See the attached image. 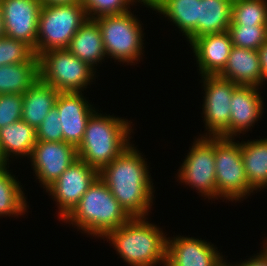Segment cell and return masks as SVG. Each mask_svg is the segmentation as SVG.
<instances>
[{
	"label": "cell",
	"instance_id": "cell-1",
	"mask_svg": "<svg viewBox=\"0 0 267 266\" xmlns=\"http://www.w3.org/2000/svg\"><path fill=\"white\" fill-rule=\"evenodd\" d=\"M147 167L141 153L130 144L99 172V177L131 218L147 216L152 206L153 183Z\"/></svg>",
	"mask_w": 267,
	"mask_h": 266
},
{
	"label": "cell",
	"instance_id": "cell-2",
	"mask_svg": "<svg viewBox=\"0 0 267 266\" xmlns=\"http://www.w3.org/2000/svg\"><path fill=\"white\" fill-rule=\"evenodd\" d=\"M159 229L146 217H133L104 237L131 266L166 265L167 237Z\"/></svg>",
	"mask_w": 267,
	"mask_h": 266
},
{
	"label": "cell",
	"instance_id": "cell-3",
	"mask_svg": "<svg viewBox=\"0 0 267 266\" xmlns=\"http://www.w3.org/2000/svg\"><path fill=\"white\" fill-rule=\"evenodd\" d=\"M94 112L86 125L78 158L99 172L130 145L128 120Z\"/></svg>",
	"mask_w": 267,
	"mask_h": 266
},
{
	"label": "cell",
	"instance_id": "cell-4",
	"mask_svg": "<svg viewBox=\"0 0 267 266\" xmlns=\"http://www.w3.org/2000/svg\"><path fill=\"white\" fill-rule=\"evenodd\" d=\"M130 218L106 183L98 177L63 220L89 235L104 239L109 231L119 228Z\"/></svg>",
	"mask_w": 267,
	"mask_h": 266
},
{
	"label": "cell",
	"instance_id": "cell-5",
	"mask_svg": "<svg viewBox=\"0 0 267 266\" xmlns=\"http://www.w3.org/2000/svg\"><path fill=\"white\" fill-rule=\"evenodd\" d=\"M88 19L81 1L71 4L42 5L34 54L67 49L72 37Z\"/></svg>",
	"mask_w": 267,
	"mask_h": 266
},
{
	"label": "cell",
	"instance_id": "cell-6",
	"mask_svg": "<svg viewBox=\"0 0 267 266\" xmlns=\"http://www.w3.org/2000/svg\"><path fill=\"white\" fill-rule=\"evenodd\" d=\"M93 70L68 49H53L38 55L39 79L58 92H81L93 80Z\"/></svg>",
	"mask_w": 267,
	"mask_h": 266
},
{
	"label": "cell",
	"instance_id": "cell-7",
	"mask_svg": "<svg viewBox=\"0 0 267 266\" xmlns=\"http://www.w3.org/2000/svg\"><path fill=\"white\" fill-rule=\"evenodd\" d=\"M101 30L104 50L107 56L123 63L140 60L143 46L142 27L131 11L102 16L95 19Z\"/></svg>",
	"mask_w": 267,
	"mask_h": 266
},
{
	"label": "cell",
	"instance_id": "cell-8",
	"mask_svg": "<svg viewBox=\"0 0 267 266\" xmlns=\"http://www.w3.org/2000/svg\"><path fill=\"white\" fill-rule=\"evenodd\" d=\"M234 138L215 137V176L217 197L241 200L254 189L249 185L241 156V143Z\"/></svg>",
	"mask_w": 267,
	"mask_h": 266
},
{
	"label": "cell",
	"instance_id": "cell-9",
	"mask_svg": "<svg viewBox=\"0 0 267 266\" xmlns=\"http://www.w3.org/2000/svg\"><path fill=\"white\" fill-rule=\"evenodd\" d=\"M205 136V137H204ZM178 179L195 187L208 199L217 198L215 176V137L201 136L195 140L179 170Z\"/></svg>",
	"mask_w": 267,
	"mask_h": 266
},
{
	"label": "cell",
	"instance_id": "cell-10",
	"mask_svg": "<svg viewBox=\"0 0 267 266\" xmlns=\"http://www.w3.org/2000/svg\"><path fill=\"white\" fill-rule=\"evenodd\" d=\"M204 78V79H203ZM203 115L209 137L229 138L230 100L238 86L218 75H204Z\"/></svg>",
	"mask_w": 267,
	"mask_h": 266
},
{
	"label": "cell",
	"instance_id": "cell-11",
	"mask_svg": "<svg viewBox=\"0 0 267 266\" xmlns=\"http://www.w3.org/2000/svg\"><path fill=\"white\" fill-rule=\"evenodd\" d=\"M99 177V171L77 159L46 191L57 202L59 218L64 219Z\"/></svg>",
	"mask_w": 267,
	"mask_h": 266
},
{
	"label": "cell",
	"instance_id": "cell-12",
	"mask_svg": "<svg viewBox=\"0 0 267 266\" xmlns=\"http://www.w3.org/2000/svg\"><path fill=\"white\" fill-rule=\"evenodd\" d=\"M34 172L39 183L47 189L78 158V150L64 141H37L31 156Z\"/></svg>",
	"mask_w": 267,
	"mask_h": 266
},
{
	"label": "cell",
	"instance_id": "cell-13",
	"mask_svg": "<svg viewBox=\"0 0 267 266\" xmlns=\"http://www.w3.org/2000/svg\"><path fill=\"white\" fill-rule=\"evenodd\" d=\"M5 36L25 42L34 51L38 35L40 0H0Z\"/></svg>",
	"mask_w": 267,
	"mask_h": 266
},
{
	"label": "cell",
	"instance_id": "cell-14",
	"mask_svg": "<svg viewBox=\"0 0 267 266\" xmlns=\"http://www.w3.org/2000/svg\"><path fill=\"white\" fill-rule=\"evenodd\" d=\"M89 105L82 92H59L55 107L60 117L64 142L75 147L80 145L87 122L95 112V108Z\"/></svg>",
	"mask_w": 267,
	"mask_h": 266
},
{
	"label": "cell",
	"instance_id": "cell-15",
	"mask_svg": "<svg viewBox=\"0 0 267 266\" xmlns=\"http://www.w3.org/2000/svg\"><path fill=\"white\" fill-rule=\"evenodd\" d=\"M168 239L166 266H217L223 260L214 245L205 240L183 236Z\"/></svg>",
	"mask_w": 267,
	"mask_h": 266
},
{
	"label": "cell",
	"instance_id": "cell-16",
	"mask_svg": "<svg viewBox=\"0 0 267 266\" xmlns=\"http://www.w3.org/2000/svg\"><path fill=\"white\" fill-rule=\"evenodd\" d=\"M259 87L238 85L230 100L229 138H234L242 131H248L263 113V100Z\"/></svg>",
	"mask_w": 267,
	"mask_h": 266
},
{
	"label": "cell",
	"instance_id": "cell-17",
	"mask_svg": "<svg viewBox=\"0 0 267 266\" xmlns=\"http://www.w3.org/2000/svg\"><path fill=\"white\" fill-rule=\"evenodd\" d=\"M199 71L204 75H218L225 67L233 47L228 31L200 36L192 43Z\"/></svg>",
	"mask_w": 267,
	"mask_h": 266
},
{
	"label": "cell",
	"instance_id": "cell-18",
	"mask_svg": "<svg viewBox=\"0 0 267 266\" xmlns=\"http://www.w3.org/2000/svg\"><path fill=\"white\" fill-rule=\"evenodd\" d=\"M218 76L238 85L261 86L264 80L258 50L233 46L227 63Z\"/></svg>",
	"mask_w": 267,
	"mask_h": 266
},
{
	"label": "cell",
	"instance_id": "cell-19",
	"mask_svg": "<svg viewBox=\"0 0 267 266\" xmlns=\"http://www.w3.org/2000/svg\"><path fill=\"white\" fill-rule=\"evenodd\" d=\"M153 10L168 17L191 44L198 38L199 0H153Z\"/></svg>",
	"mask_w": 267,
	"mask_h": 266
},
{
	"label": "cell",
	"instance_id": "cell-20",
	"mask_svg": "<svg viewBox=\"0 0 267 266\" xmlns=\"http://www.w3.org/2000/svg\"><path fill=\"white\" fill-rule=\"evenodd\" d=\"M59 92L38 79L24 94L22 120L37 129L55 107Z\"/></svg>",
	"mask_w": 267,
	"mask_h": 266
},
{
	"label": "cell",
	"instance_id": "cell-21",
	"mask_svg": "<svg viewBox=\"0 0 267 266\" xmlns=\"http://www.w3.org/2000/svg\"><path fill=\"white\" fill-rule=\"evenodd\" d=\"M67 49L94 69L95 64L106 56L98 22L88 18L72 37Z\"/></svg>",
	"mask_w": 267,
	"mask_h": 266
},
{
	"label": "cell",
	"instance_id": "cell-22",
	"mask_svg": "<svg viewBox=\"0 0 267 266\" xmlns=\"http://www.w3.org/2000/svg\"><path fill=\"white\" fill-rule=\"evenodd\" d=\"M36 143V129L22 119L0 128V164L7 165L12 153L30 157Z\"/></svg>",
	"mask_w": 267,
	"mask_h": 266
},
{
	"label": "cell",
	"instance_id": "cell-23",
	"mask_svg": "<svg viewBox=\"0 0 267 266\" xmlns=\"http://www.w3.org/2000/svg\"><path fill=\"white\" fill-rule=\"evenodd\" d=\"M39 79L38 56L28 62L0 66V94H24Z\"/></svg>",
	"mask_w": 267,
	"mask_h": 266
},
{
	"label": "cell",
	"instance_id": "cell-24",
	"mask_svg": "<svg viewBox=\"0 0 267 266\" xmlns=\"http://www.w3.org/2000/svg\"><path fill=\"white\" fill-rule=\"evenodd\" d=\"M241 156L249 185L257 190L267 186V138L241 142Z\"/></svg>",
	"mask_w": 267,
	"mask_h": 266
},
{
	"label": "cell",
	"instance_id": "cell-25",
	"mask_svg": "<svg viewBox=\"0 0 267 266\" xmlns=\"http://www.w3.org/2000/svg\"><path fill=\"white\" fill-rule=\"evenodd\" d=\"M233 0H199L198 37L228 31Z\"/></svg>",
	"mask_w": 267,
	"mask_h": 266
},
{
	"label": "cell",
	"instance_id": "cell-26",
	"mask_svg": "<svg viewBox=\"0 0 267 266\" xmlns=\"http://www.w3.org/2000/svg\"><path fill=\"white\" fill-rule=\"evenodd\" d=\"M7 170L6 164H0V217L22 215L26 211V200L17 181Z\"/></svg>",
	"mask_w": 267,
	"mask_h": 266
},
{
	"label": "cell",
	"instance_id": "cell-27",
	"mask_svg": "<svg viewBox=\"0 0 267 266\" xmlns=\"http://www.w3.org/2000/svg\"><path fill=\"white\" fill-rule=\"evenodd\" d=\"M230 25H267L266 0H233Z\"/></svg>",
	"mask_w": 267,
	"mask_h": 266
},
{
	"label": "cell",
	"instance_id": "cell-28",
	"mask_svg": "<svg viewBox=\"0 0 267 266\" xmlns=\"http://www.w3.org/2000/svg\"><path fill=\"white\" fill-rule=\"evenodd\" d=\"M228 33L233 46L258 50L267 39V25H230Z\"/></svg>",
	"mask_w": 267,
	"mask_h": 266
},
{
	"label": "cell",
	"instance_id": "cell-29",
	"mask_svg": "<svg viewBox=\"0 0 267 266\" xmlns=\"http://www.w3.org/2000/svg\"><path fill=\"white\" fill-rule=\"evenodd\" d=\"M34 55L25 42L8 36L0 38V66L28 62Z\"/></svg>",
	"mask_w": 267,
	"mask_h": 266
},
{
	"label": "cell",
	"instance_id": "cell-30",
	"mask_svg": "<svg viewBox=\"0 0 267 266\" xmlns=\"http://www.w3.org/2000/svg\"><path fill=\"white\" fill-rule=\"evenodd\" d=\"M139 0H81L89 19L128 12L129 5Z\"/></svg>",
	"mask_w": 267,
	"mask_h": 266
},
{
	"label": "cell",
	"instance_id": "cell-31",
	"mask_svg": "<svg viewBox=\"0 0 267 266\" xmlns=\"http://www.w3.org/2000/svg\"><path fill=\"white\" fill-rule=\"evenodd\" d=\"M22 108V94H0V128L20 120Z\"/></svg>",
	"mask_w": 267,
	"mask_h": 266
},
{
	"label": "cell",
	"instance_id": "cell-32",
	"mask_svg": "<svg viewBox=\"0 0 267 266\" xmlns=\"http://www.w3.org/2000/svg\"><path fill=\"white\" fill-rule=\"evenodd\" d=\"M62 125L56 107L45 116L40 126L36 129L37 141L58 142L63 141Z\"/></svg>",
	"mask_w": 267,
	"mask_h": 266
},
{
	"label": "cell",
	"instance_id": "cell-33",
	"mask_svg": "<svg viewBox=\"0 0 267 266\" xmlns=\"http://www.w3.org/2000/svg\"><path fill=\"white\" fill-rule=\"evenodd\" d=\"M235 266H267V252L263 248V251L258 255H254L253 258L250 257V260H244L242 263Z\"/></svg>",
	"mask_w": 267,
	"mask_h": 266
},
{
	"label": "cell",
	"instance_id": "cell-34",
	"mask_svg": "<svg viewBox=\"0 0 267 266\" xmlns=\"http://www.w3.org/2000/svg\"><path fill=\"white\" fill-rule=\"evenodd\" d=\"M260 68L263 80H267V39L258 49Z\"/></svg>",
	"mask_w": 267,
	"mask_h": 266
},
{
	"label": "cell",
	"instance_id": "cell-35",
	"mask_svg": "<svg viewBox=\"0 0 267 266\" xmlns=\"http://www.w3.org/2000/svg\"><path fill=\"white\" fill-rule=\"evenodd\" d=\"M42 5L71 4L81 0H40Z\"/></svg>",
	"mask_w": 267,
	"mask_h": 266
},
{
	"label": "cell",
	"instance_id": "cell-36",
	"mask_svg": "<svg viewBox=\"0 0 267 266\" xmlns=\"http://www.w3.org/2000/svg\"><path fill=\"white\" fill-rule=\"evenodd\" d=\"M5 36V30H4V21H3V10L0 4V38Z\"/></svg>",
	"mask_w": 267,
	"mask_h": 266
},
{
	"label": "cell",
	"instance_id": "cell-37",
	"mask_svg": "<svg viewBox=\"0 0 267 266\" xmlns=\"http://www.w3.org/2000/svg\"><path fill=\"white\" fill-rule=\"evenodd\" d=\"M139 1H140V3L143 2L144 5H146V6H148V7H151V4H150V3H151L153 0H139Z\"/></svg>",
	"mask_w": 267,
	"mask_h": 266
},
{
	"label": "cell",
	"instance_id": "cell-38",
	"mask_svg": "<svg viewBox=\"0 0 267 266\" xmlns=\"http://www.w3.org/2000/svg\"><path fill=\"white\" fill-rule=\"evenodd\" d=\"M227 262L224 261V259L217 265V266H233L232 264H228Z\"/></svg>",
	"mask_w": 267,
	"mask_h": 266
},
{
	"label": "cell",
	"instance_id": "cell-39",
	"mask_svg": "<svg viewBox=\"0 0 267 266\" xmlns=\"http://www.w3.org/2000/svg\"><path fill=\"white\" fill-rule=\"evenodd\" d=\"M266 243H267V241H266ZM264 249L267 252V244L264 246Z\"/></svg>",
	"mask_w": 267,
	"mask_h": 266
}]
</instances>
